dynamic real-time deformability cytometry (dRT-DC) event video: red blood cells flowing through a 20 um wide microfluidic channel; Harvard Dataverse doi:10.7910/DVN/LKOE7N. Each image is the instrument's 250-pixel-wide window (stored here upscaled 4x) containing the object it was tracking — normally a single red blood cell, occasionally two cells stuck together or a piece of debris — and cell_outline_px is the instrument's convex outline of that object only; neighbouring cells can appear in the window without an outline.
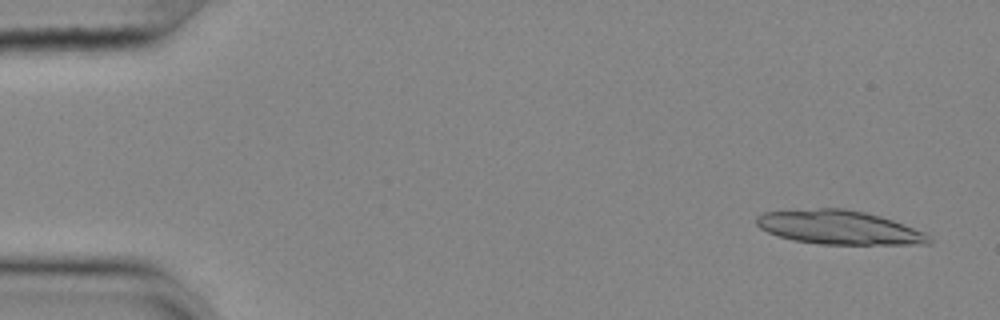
{"species": "common noctule bat (a hibernating species)", "species_latin": "Nyctalus noctula", "temperature_condition": "cold", "stored_images_in_passage": 30, "segment_of_instrument_passage": [1, 2], "camera_frame_rate_fps": 3000, "um_per_image_px": 0.085, "animal": {"sex": "female", "body_mass_g": 25.1}, "frame": {"image": 1, "passage_image": 3, "time_ms": 0.667, "image_size_px": [1000, 320], "cell_outline_px": [[932, 240], [928, 244], [820, 244], [792, 240], [768, 232], [760, 228], [756, 224], [756, 216], [764, 212], [820, 208], [844, 208], [864, 212], [880, 216], [892, 220], [924, 232]], "centroid_in_image_um": [71.29, 19.33], "position_along_channel_um": 13.7, "area_um2": 33.81}}
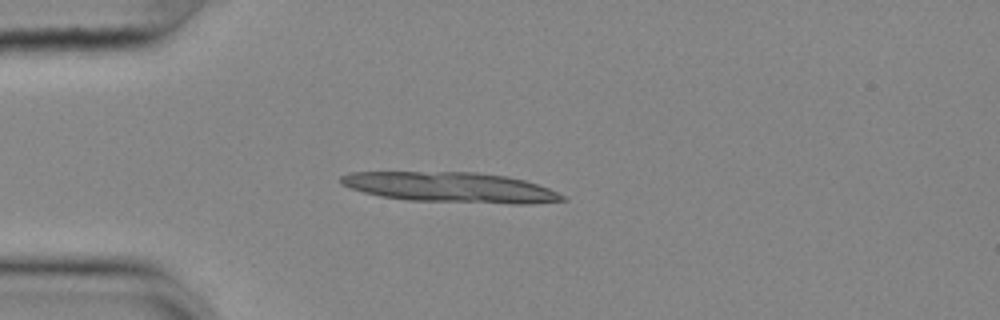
{"frame": {"image": 2, "passage_image": 14, "time_ms": 4.333, "image_size_px": [1000, 320], "cell_outline_px": [[568, 200], [528, 204], [508, 204], [408, 200], [380, 196], [348, 188], [340, 184], [340, 176], [348, 172], [476, 172], [508, 176], [524, 180], [548, 188], [568, 196]], "centroid_in_image_um": [38.33, 15.93], "position_along_channel_um": 46.7, "area_um2": 39.42}}